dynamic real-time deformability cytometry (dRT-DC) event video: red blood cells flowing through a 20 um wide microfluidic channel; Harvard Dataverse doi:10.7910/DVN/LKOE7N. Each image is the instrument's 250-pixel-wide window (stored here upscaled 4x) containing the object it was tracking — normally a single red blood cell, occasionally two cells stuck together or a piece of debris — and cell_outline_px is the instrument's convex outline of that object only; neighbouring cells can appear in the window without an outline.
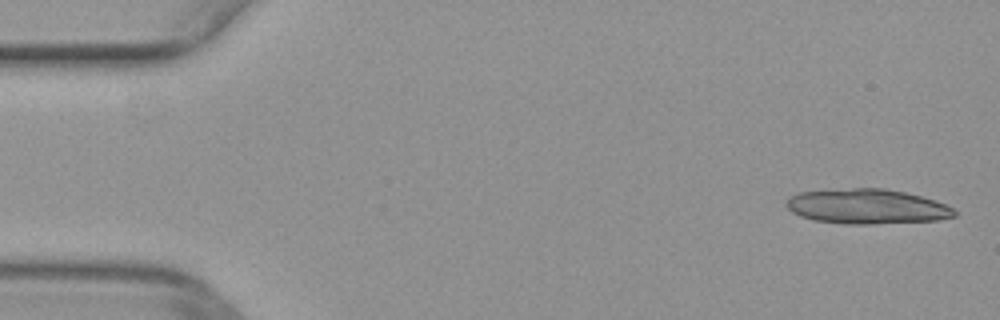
{"species": "common noctule bat (a hibernating species)", "species_latin": "Nyctalus noctula", "temperature_condition": "warm", "stored_images_in_passage": 51, "segment_of_instrument_passage": [1, 2], "camera_frame_rate_fps": 3000, "um_per_image_px": 0.085, "animal": {"sex": "female", "body_mass_g": 29.2, "forearm_length_mm": 56.3}, "frame": {"image": 1, "passage_image": 2, "time_ms": 0.333, "image_size_px": [1000, 320], "cell_outline_px": [[956, 216], [940, 220], [868, 224], [844, 224], [812, 220], [800, 216], [792, 212], [788, 208], [788, 200], [792, 196], [800, 192], [852, 188], [884, 188], [904, 192], [936, 200], [952, 208], [956, 212]], "centroid_in_image_um": [73.72, 17.56], "position_along_channel_um": 11.3, "area_um2": 33.99}}